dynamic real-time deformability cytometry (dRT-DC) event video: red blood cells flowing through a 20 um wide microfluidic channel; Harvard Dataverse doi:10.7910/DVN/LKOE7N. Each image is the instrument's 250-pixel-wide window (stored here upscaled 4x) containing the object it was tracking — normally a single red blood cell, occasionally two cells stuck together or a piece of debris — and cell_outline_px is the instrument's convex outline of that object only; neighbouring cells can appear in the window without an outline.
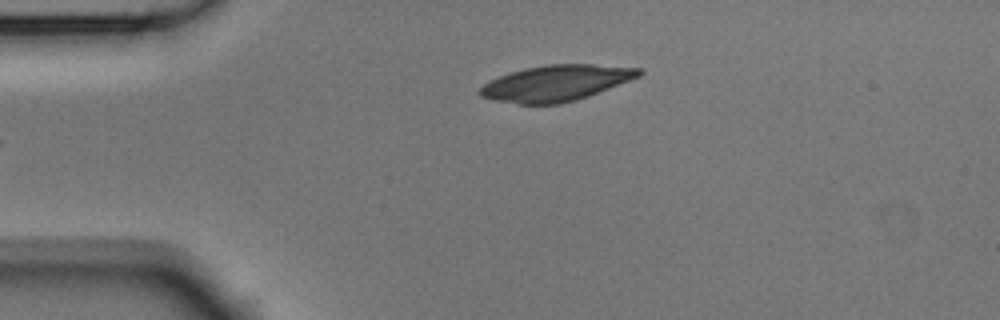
{"species": "Egyptian fruit bat (a non-hibernating species)", "species_latin": "Rousettus aegyptiacus", "temperature_condition": "room temperature", "stored_images_in_passage": 38, "camera_frame_rate_fps": 3000, "um_per_image_px": 0.085, "animal": {"sex": "male"}, "frame": {"image": 1, "passage_image": 2, "time_ms": 0.333, "image_size_px": [1000, 320], "cell_outline_px": [[644, 72], [640, 76], [588, 96], [576, 100], [560, 104], [520, 104], [492, 100], [480, 96], [476, 92], [488, 80], [524, 68], [548, 64], [592, 64], [644, 68]], "centroid_in_image_um": [47.25, 7.06], "position_along_channel_um": 37.8, "area_um2": 33.35}}
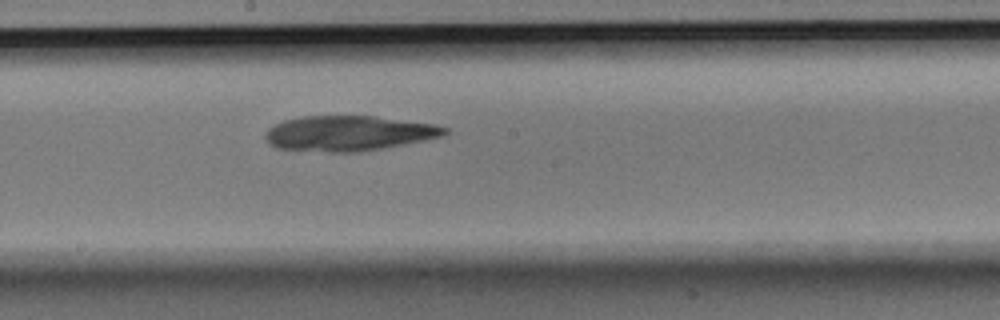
{"frame": {"image": 2, "passage_image": 19, "time_ms": 6.0, "image_size_px": [1000, 320], "cell_outline_px": [[448, 132], [444, 136], [404, 144], [356, 152], [328, 152], [276, 148], [268, 144], [264, 136], [268, 128], [284, 120], [300, 116], [376, 116], [432, 124], [448, 128]], "centroid_in_image_um": [29.6, 11.33], "position_along_channel_um": 218.6, "area_um2": 36.65}}
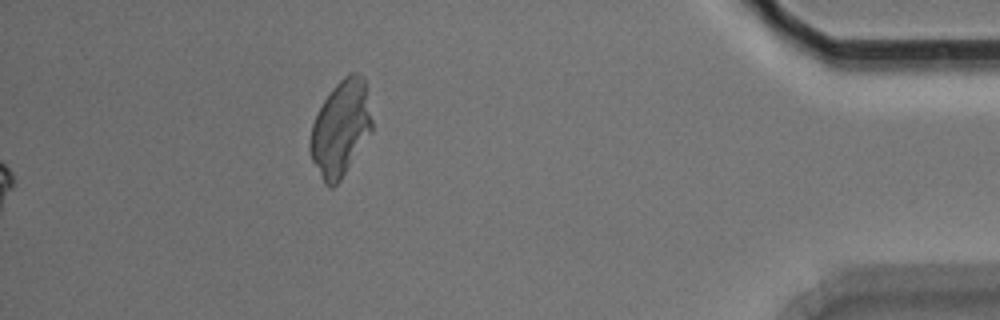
{"frame": {"image": 3, "passage_image": 38, "time_ms": 12.333, "image_size_px": [1000, 320], "cell_outline_px": [[372, 132], [340, 180], [332, 188], [328, 188], [324, 184], [312, 160], [308, 148], [312, 124], [324, 100], [332, 88], [348, 72], [356, 72], [364, 76], [372, 120]], "centroid_in_image_um": [28.95, 10.91], "position_along_channel_um": 406.2, "area_um2": 34.45}}